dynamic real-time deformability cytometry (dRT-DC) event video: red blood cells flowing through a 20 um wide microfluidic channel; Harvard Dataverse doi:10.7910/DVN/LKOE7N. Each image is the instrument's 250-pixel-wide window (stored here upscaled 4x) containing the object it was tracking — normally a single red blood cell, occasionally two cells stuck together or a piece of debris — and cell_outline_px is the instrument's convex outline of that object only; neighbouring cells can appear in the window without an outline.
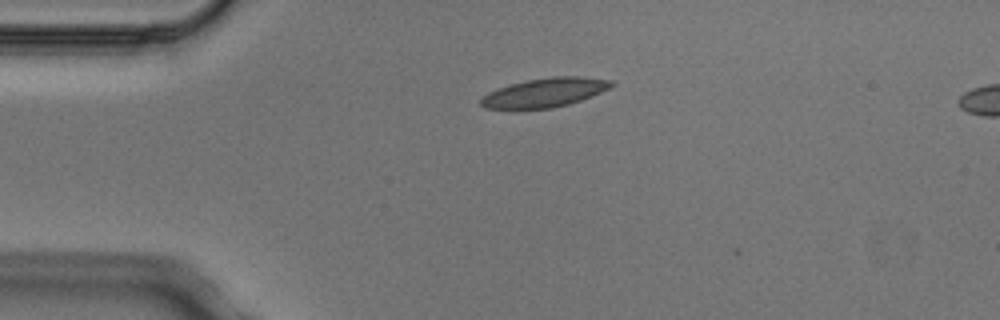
{"species": "Egyptian fruit bat (a non-hibernating species)", "species_latin": "Rousettus aegyptiacus", "temperature_condition": "cold", "stored_images_in_passage": 2, "camera_frame_rate_fps": 3000, "um_per_image_px": 0.085, "animal": {"sex": "male"}, "frame": {"image": 1, "passage_image": 1, "time_ms": 0.0, "image_size_px": [1000, 320], "cell_outline_px": [[616, 84], [592, 96], [568, 104], [552, 108], [484, 108], [480, 104], [480, 100], [488, 92], [496, 88], [528, 80], [552, 76], [580, 76], [612, 80]], "centroid_in_image_um": [46.32, 7.85], "position_along_channel_um": 38.7, "area_um2": 21.85}}